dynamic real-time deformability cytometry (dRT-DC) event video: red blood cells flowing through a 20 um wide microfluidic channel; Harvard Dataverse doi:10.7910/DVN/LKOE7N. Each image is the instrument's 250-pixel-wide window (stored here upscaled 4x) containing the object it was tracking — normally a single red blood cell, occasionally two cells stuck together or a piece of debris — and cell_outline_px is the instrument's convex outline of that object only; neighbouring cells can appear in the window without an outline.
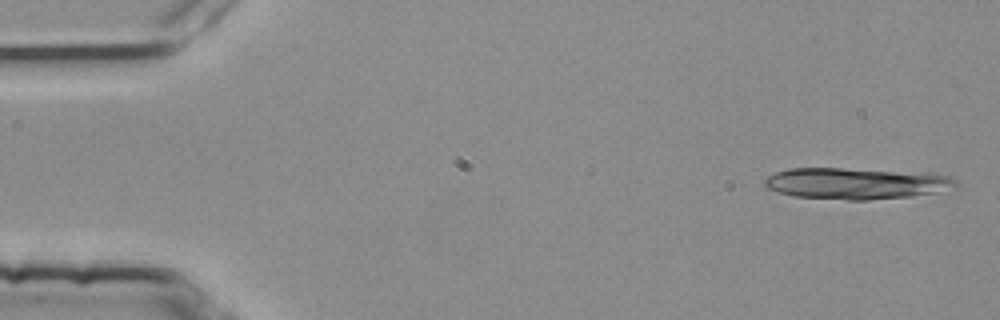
{"species": "common noctule bat (a hibernating species)", "species_latin": "Nyctalus noctula", "temperature_condition": "room temperature", "stored_images_in_passage": 3, "camera_frame_rate_fps": 3000, "um_per_image_px": 0.085, "animal": {"sex": "female", "body_mass_g": 25.1}, "frame": {"image": 1, "passage_image": 1, "time_ms": 0.0, "image_size_px": [1000, 320], "cell_outline_px": [[960, 188], [912, 196], [868, 200], [848, 200], [792, 196], [764, 188], [764, 180], [768, 176], [776, 172], [788, 168], [840, 168], [948, 176], [956, 180]], "centroid_in_image_um": [72.69, 15.61], "position_along_channel_um": 12.3, "area_um2": 34.51}}